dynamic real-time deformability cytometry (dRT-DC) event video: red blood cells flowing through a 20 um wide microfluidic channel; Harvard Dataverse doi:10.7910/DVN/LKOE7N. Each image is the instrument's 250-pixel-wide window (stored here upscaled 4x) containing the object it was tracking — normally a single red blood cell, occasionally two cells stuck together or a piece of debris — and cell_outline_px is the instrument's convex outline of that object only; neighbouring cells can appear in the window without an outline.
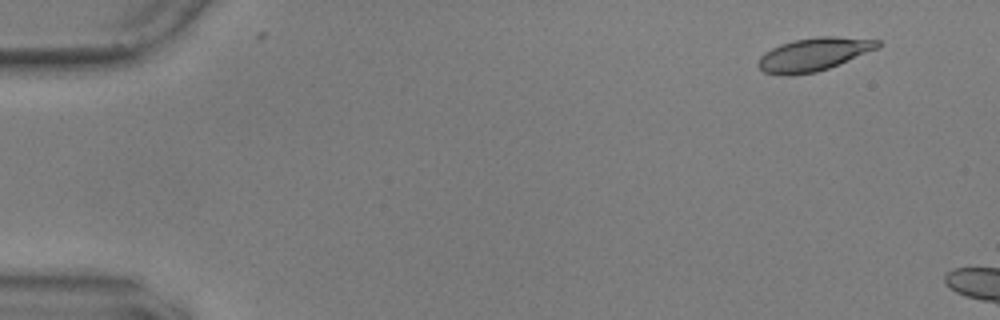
{"species": "common noctule bat (a hibernating species)", "species_latin": "Nyctalus noctula", "temperature_condition": "warm", "stored_images_in_passage": 15, "camera_frame_rate_fps": 3000, "um_per_image_px": 0.085, "animal": {"sex": "male", "body_mass_g": 17.9, "forearm_length_mm": 54.2}, "frame": {"image": 1, "passage_image": 5, "time_ms": 1.333, "image_size_px": [1000, 320], "cell_outline_px": [[884, 44], [876, 48], [828, 68], [816, 72], [788, 76], [784, 76], [764, 72], [756, 64], [760, 56], [764, 52], [780, 44], [792, 40], [816, 36], [836, 36], [880, 40]], "centroid_in_image_um": [69.11, 4.61], "position_along_channel_um": 15.9, "area_um2": 23.06}}